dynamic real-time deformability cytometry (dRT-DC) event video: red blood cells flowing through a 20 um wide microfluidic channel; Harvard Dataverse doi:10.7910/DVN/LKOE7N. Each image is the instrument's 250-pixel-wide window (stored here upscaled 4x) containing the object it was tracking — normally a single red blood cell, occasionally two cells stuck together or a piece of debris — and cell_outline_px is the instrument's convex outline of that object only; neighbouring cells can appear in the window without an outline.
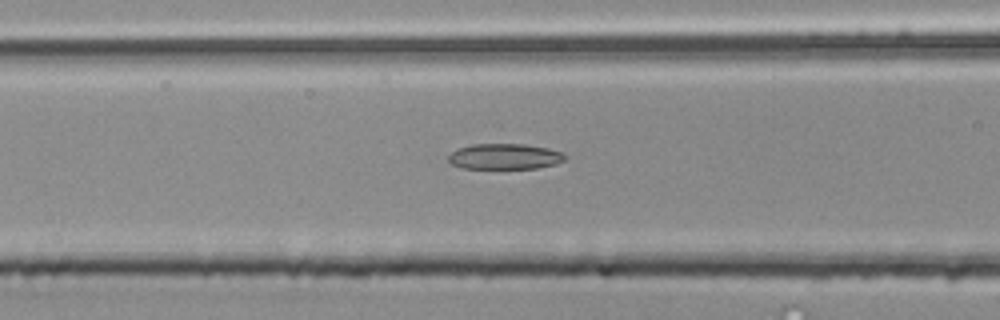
{"species": "common noctule bat (a hibernating species)", "species_latin": "Nyctalus noctula", "temperature_condition": "room temperature", "stored_images_in_passage": 53, "camera_frame_rate_fps": 3000, "um_per_image_px": 0.085, "animal": {"sex": "male", "body_mass_g": 20.4}, "frame": {"image": 1, "passage_image": 22, "time_ms": 7.0, "image_size_px": [1000, 320], "cell_outline_px": [[568, 156], [564, 160], [556, 164], [536, 168], [464, 168], [452, 164], [448, 160], [448, 156], [452, 152], [460, 148], [472, 144], [524, 144], [548, 148], [564, 152]], "centroid_in_image_um": [42.95, 13.3], "position_along_channel_um": 123.6, "area_um2": 17.4}}
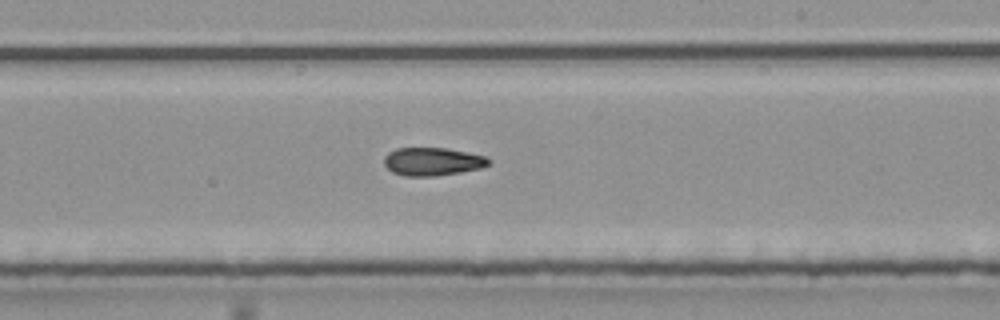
{"frame": {"image": 2, "passage_image": 32, "time_ms": 10.333, "image_size_px": [1000, 320], "cell_outline_px": [[488, 164], [480, 168], [460, 172], [432, 176], [404, 176], [392, 172], [384, 164], [384, 156], [388, 152], [396, 148], [444, 148], [468, 152], [484, 156], [488, 160]], "centroid_in_image_um": [36.7, 13.73], "position_along_channel_um": 252.3, "area_um2": 16.94}}
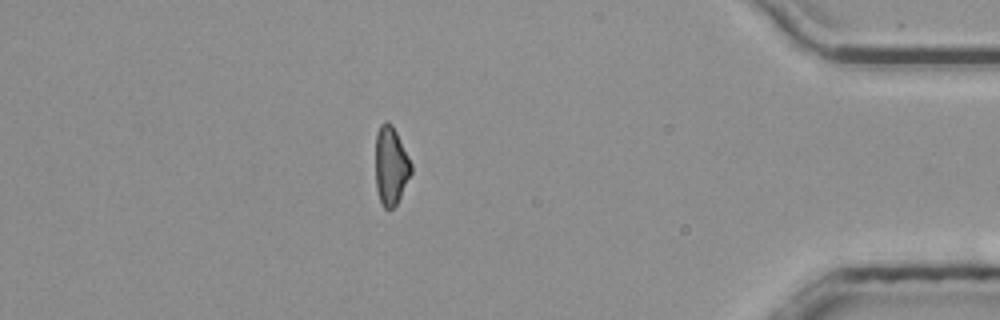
{"frame": {"image": 3, "passage_image": 47, "time_ms": 15.333, "image_size_px": [1000, 320], "cell_outline_px": [[412, 172], [396, 204], [392, 208], [384, 208], [380, 200], [376, 188], [376, 132], [380, 124], [384, 120], [388, 120], [392, 124], [412, 164]], "centroid_in_image_um": [33.21, 14.04], "position_along_channel_um": 402.0, "area_um2": 16.18}}